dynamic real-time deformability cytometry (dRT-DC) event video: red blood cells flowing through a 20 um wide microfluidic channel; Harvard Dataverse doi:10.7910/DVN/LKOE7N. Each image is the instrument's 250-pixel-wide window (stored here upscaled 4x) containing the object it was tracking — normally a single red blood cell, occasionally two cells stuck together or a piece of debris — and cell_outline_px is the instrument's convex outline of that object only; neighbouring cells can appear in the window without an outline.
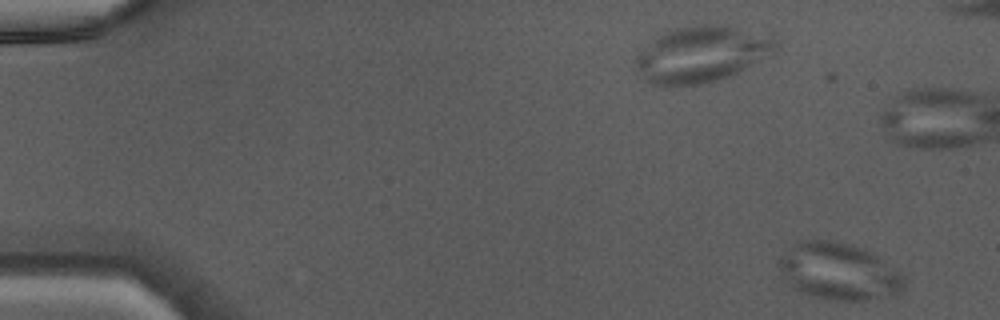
{"species": "Egyptian fruit bat (a non-hibernating species)", "species_latin": "Rousettus aegyptiacus", "temperature_condition": "warm", "stored_images_in_passage": 46, "camera_frame_rate_fps": 3000, "um_per_image_px": 0.085, "animal": {"sex": "male"}, "frame": {"image": 1, "passage_image": 1, "time_ms": 0.0, "image_size_px": [1000, 320], "cell_outline_px": [[904, 284], [900, 292], [892, 296], [864, 300], [836, 300], [812, 296], [800, 292], [792, 288], [788, 284], [776, 260], [780, 256], [800, 240], [832, 240], [864, 248], [900, 272], [904, 276]], "centroid_in_image_um": [71.27, 23.08], "position_along_channel_um": 13.7, "area_um2": 41.33}}